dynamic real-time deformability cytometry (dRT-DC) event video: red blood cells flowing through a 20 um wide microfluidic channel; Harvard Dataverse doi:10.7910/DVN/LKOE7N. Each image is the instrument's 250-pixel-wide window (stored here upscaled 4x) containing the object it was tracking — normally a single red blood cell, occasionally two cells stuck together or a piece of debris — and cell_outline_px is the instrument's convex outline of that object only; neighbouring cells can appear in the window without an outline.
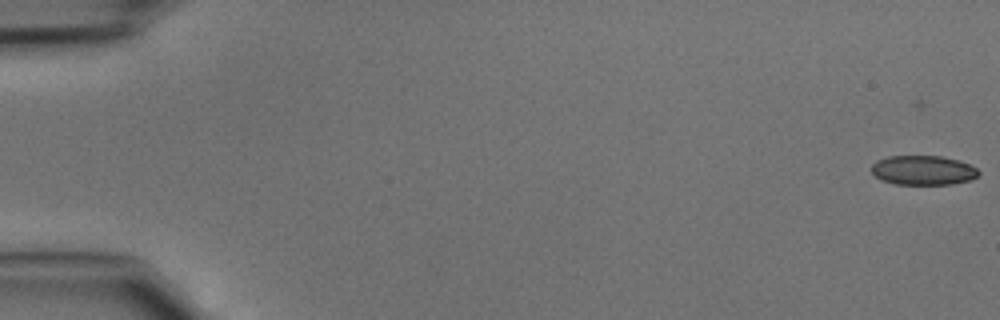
{"species": "common noctule bat (a hibernating species)", "species_latin": "Nyctalus noctula", "temperature_condition": "cold", "stored_images_in_passage": 15, "camera_frame_rate_fps": 3000, "um_per_image_px": 0.085, "animal": {"sex": "male", "body_mass_g": 15.6}, "frame": {"image": 1, "passage_image": 3, "time_ms": 0.667, "image_size_px": [1000, 320], "cell_outline_px": [[980, 172], [976, 176], [968, 180], [952, 184], [896, 184], [880, 180], [872, 172], [872, 164], [876, 160], [888, 156], [940, 156], [956, 160], [968, 164], [976, 168]], "centroid_in_image_um": [78.42, 14.47], "position_along_channel_um": 6.6, "area_um2": 18.21}}